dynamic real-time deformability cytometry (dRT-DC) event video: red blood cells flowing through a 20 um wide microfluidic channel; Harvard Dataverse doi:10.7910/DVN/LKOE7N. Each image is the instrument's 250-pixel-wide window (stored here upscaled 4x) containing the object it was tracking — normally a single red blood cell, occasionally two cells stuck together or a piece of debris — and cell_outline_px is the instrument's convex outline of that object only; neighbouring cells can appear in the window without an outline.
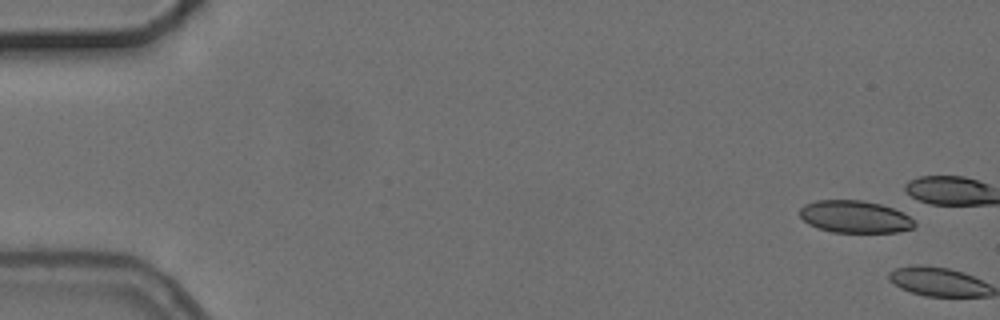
{"species": "common noctule bat (a hibernating species)", "species_latin": "Nyctalus noctula", "temperature_condition": "cold", "stored_images_in_passage": 2, "camera_frame_rate_fps": 3000, "um_per_image_px": 0.085, "animal": {"sex": "female", "body_mass_g": 24.6, "forearm_length_mm": 56.2}, "frame": {"image": 1, "passage_image": 1, "time_ms": 0.0, "image_size_px": [1000, 320], "cell_outline_px": [[916, 224], [912, 228], [896, 232], [832, 232], [808, 224], [800, 216], [800, 208], [804, 204], [816, 200], [860, 200], [880, 204], [892, 208], [908, 216]], "centroid_in_image_um": [72.62, 18.42], "position_along_channel_um": 12.4, "area_um2": 21.33}}